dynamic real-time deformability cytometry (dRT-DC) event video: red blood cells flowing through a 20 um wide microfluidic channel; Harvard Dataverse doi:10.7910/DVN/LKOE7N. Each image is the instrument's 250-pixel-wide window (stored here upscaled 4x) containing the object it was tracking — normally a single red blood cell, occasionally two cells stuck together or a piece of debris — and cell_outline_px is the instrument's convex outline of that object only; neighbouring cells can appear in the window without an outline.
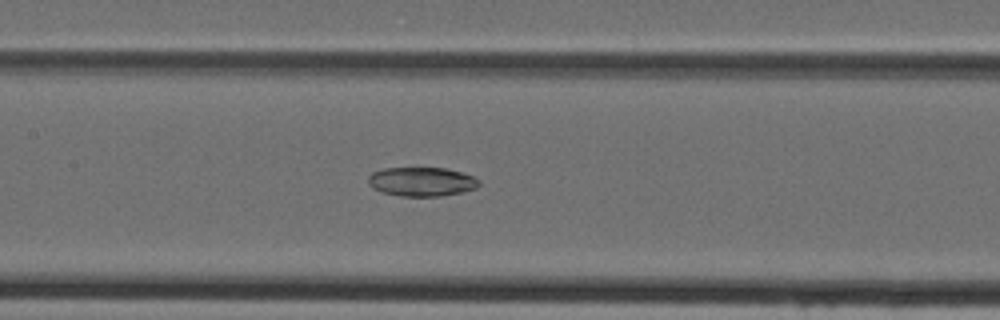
{"species": "Egyptian fruit bat (a non-hibernating species)", "species_latin": "Rousettus aegyptiacus", "temperature_condition": "cold", "stored_images_in_passage": 46, "camera_frame_rate_fps": 3000, "um_per_image_px": 0.085, "animal": {"sex": "female"}, "frame": {"image": 1, "passage_image": 22, "time_ms": 7.0, "image_size_px": [1000, 320], "cell_outline_px": [[480, 184], [476, 188], [460, 192], [440, 196], [400, 196], [380, 192], [372, 188], [368, 184], [368, 176], [372, 172], [384, 168], [444, 168], [460, 172], [472, 176], [480, 180]], "centroid_in_image_um": [35.8, 15.44], "position_along_channel_um": 171.6, "area_um2": 18.79}}
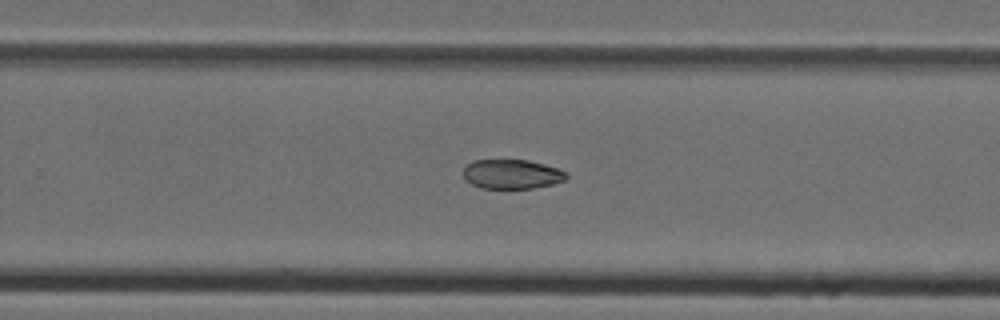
{"frame": {"image": 2, "passage_image": 30, "time_ms": 9.667, "image_size_px": [1000, 320], "cell_outline_px": [[568, 176], [564, 180], [552, 184], [532, 188], [480, 188], [472, 184], [464, 176], [464, 168], [472, 160], [528, 160], [544, 164], [568, 172]], "centroid_in_image_um": [43.52, 14.8], "position_along_channel_um": 286.3, "area_um2": 17.51}}
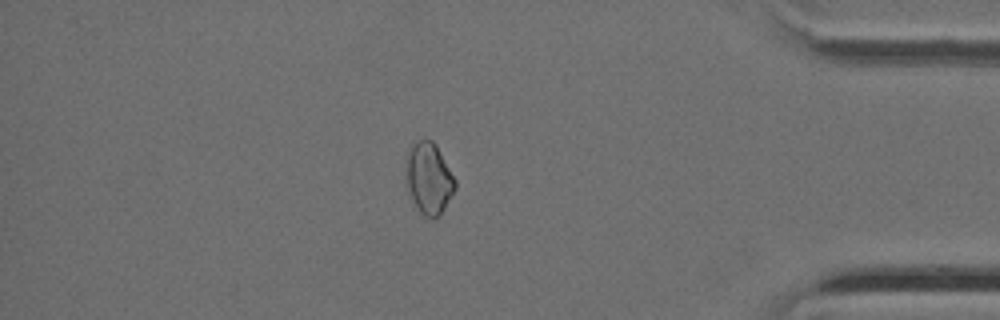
{"frame": {"image": 3, "passage_image": 40, "time_ms": 13.0, "image_size_px": [1000, 320], "cell_outline_px": [[456, 188], [440, 216], [436, 220], [432, 220], [424, 216], [420, 212], [404, 184], [408, 156], [412, 148], [420, 140], [432, 140], [436, 144], [456, 180]], "centroid_in_image_um": [36.47, 15.23], "position_along_channel_um": 398.7, "area_um2": 20.4}}